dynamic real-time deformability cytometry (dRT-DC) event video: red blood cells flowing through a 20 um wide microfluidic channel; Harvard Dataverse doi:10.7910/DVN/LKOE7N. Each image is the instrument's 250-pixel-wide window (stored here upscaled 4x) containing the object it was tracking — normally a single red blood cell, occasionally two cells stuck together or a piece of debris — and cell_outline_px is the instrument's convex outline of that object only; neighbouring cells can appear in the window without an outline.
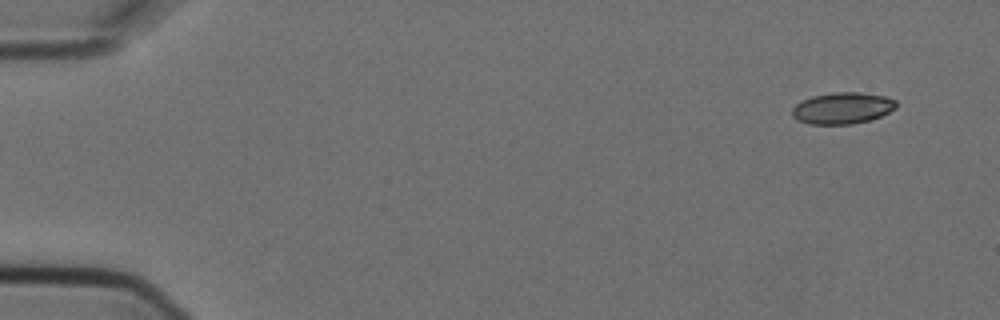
{"species": "Egyptian fruit bat (a non-hibernating species)", "species_latin": "Rousettus aegyptiacus", "temperature_condition": "cold", "stored_images_in_passage": 6, "camera_frame_rate_fps": 3000, "um_per_image_px": 0.085, "animal": {"sex": "female"}, "frame": {"image": 1, "passage_image": 1, "time_ms": 0.0, "image_size_px": [1000, 320], "cell_outline_px": [[896, 108], [880, 116], [868, 120], [852, 124], [808, 124], [792, 116], [792, 108], [800, 100], [812, 96], [832, 92], [860, 92], [884, 96], [896, 100]], "centroid_in_image_um": [71.58, 9.18], "position_along_channel_um": 13.4, "area_um2": 19.07}}
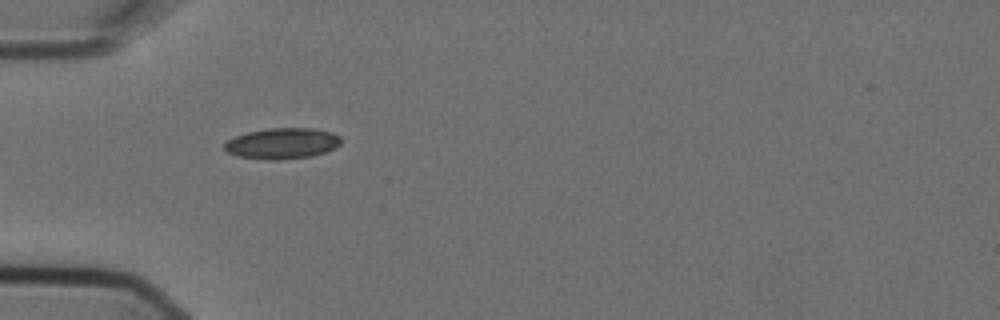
{"frame": {"image": 2, "passage_image": 5, "time_ms": 1.333, "image_size_px": [1000, 320], "cell_outline_px": [[340, 144], [324, 152], [312, 156], [280, 160], [268, 160], [236, 156], [224, 152], [224, 144], [228, 140], [236, 136], [248, 132], [268, 128], [312, 128], [332, 132], [340, 136]], "centroid_in_image_um": [23.95, 12.2], "position_along_channel_um": 61.1, "area_um2": 21.04}}
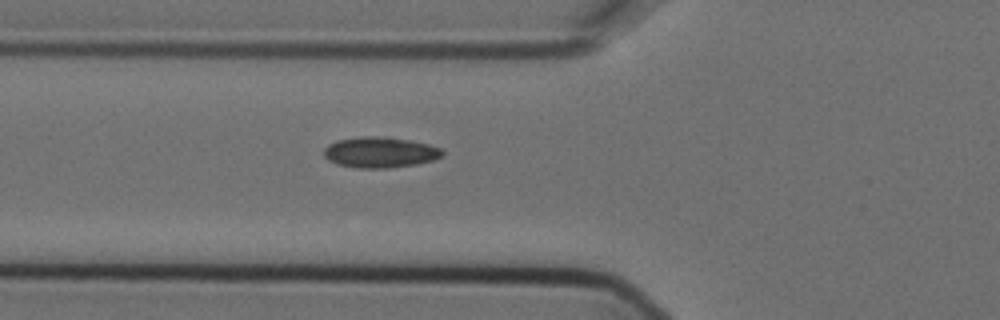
{"frame": {"image": 3, "passage_image": 6, "time_ms": 1.667, "image_size_px": [1000, 320], "cell_outline_px": [[444, 156], [432, 160], [416, 164], [388, 168], [356, 168], [336, 164], [328, 160], [324, 156], [324, 148], [328, 144], [336, 140], [360, 136], [376, 136], [412, 140], [428, 144], [440, 148], [444, 152]], "centroid_in_image_um": [32.28, 12.94], "position_along_channel_um": 93.5, "area_um2": 21.39}}